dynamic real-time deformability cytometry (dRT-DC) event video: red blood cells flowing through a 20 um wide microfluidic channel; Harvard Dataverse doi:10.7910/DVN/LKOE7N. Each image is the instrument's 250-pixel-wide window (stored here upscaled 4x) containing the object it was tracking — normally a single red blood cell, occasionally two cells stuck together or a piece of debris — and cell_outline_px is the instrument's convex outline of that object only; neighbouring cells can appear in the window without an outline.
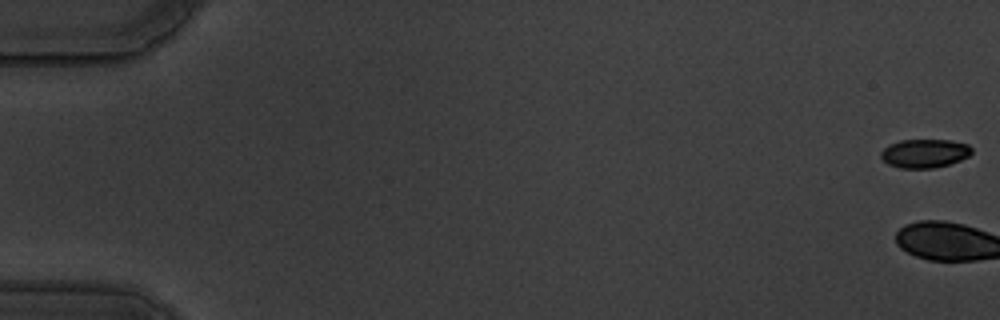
{"species": "common noctule bat (a hibernating species)", "species_latin": "Nyctalus noctula", "temperature_condition": "warm", "stored_images_in_passage": 3, "camera_frame_rate_fps": 3000, "um_per_image_px": 0.085, "animal": {"sex": "male", "body_mass_g": 19.5, "forearm_length_mm": 54.6}, "frame": {"image": 1, "passage_image": 1, "time_ms": 0.0, "image_size_px": [1000, 320], "cell_outline_px": [[972, 152], [968, 156], [960, 160], [948, 164], [932, 168], [900, 168], [888, 164], [880, 156], [880, 152], [888, 144], [900, 140], [948, 140], [968, 144], [972, 148]], "centroid_in_image_um": [78.57, 13.03], "position_along_channel_um": 6.4, "area_um2": 15.14}}